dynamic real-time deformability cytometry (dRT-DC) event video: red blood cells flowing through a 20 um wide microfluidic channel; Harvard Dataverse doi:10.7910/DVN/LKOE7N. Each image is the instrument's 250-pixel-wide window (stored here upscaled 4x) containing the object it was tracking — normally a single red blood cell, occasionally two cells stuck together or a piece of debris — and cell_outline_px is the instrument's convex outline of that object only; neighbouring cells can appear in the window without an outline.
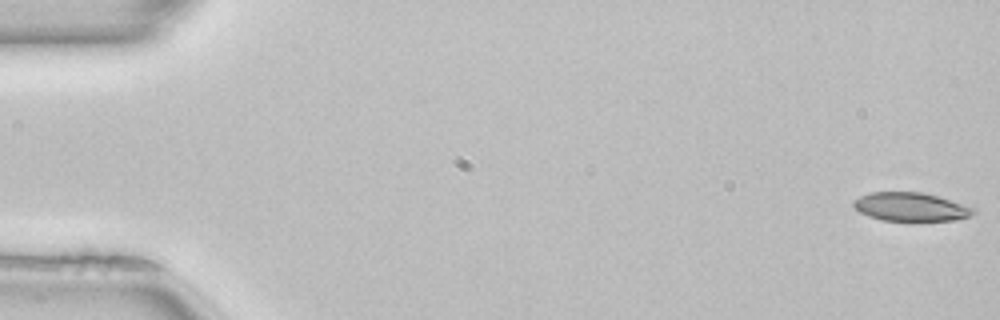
{"species": "common noctule bat (a hibernating species)", "species_latin": "Nyctalus noctula", "temperature_condition": "room temperature", "stored_images_in_passage": 51, "camera_frame_rate_fps": 3000, "um_per_image_px": 0.085, "animal": {"sex": "female", "body_mass_g": 22.7, "forearm_length_mm": 54.2}, "frame": {"image": 1, "passage_image": 1, "time_ms": 0.0, "image_size_px": [1000, 320], "cell_outline_px": [[976, 212], [968, 216], [952, 220], [916, 224], [912, 224], [880, 220], [868, 216], [860, 212], [852, 204], [852, 200], [860, 196], [872, 192], [920, 192], [936, 196], [976, 208]], "centroid_in_image_um": [77.39, 17.64], "position_along_channel_um": 7.6, "area_um2": 20.75}}
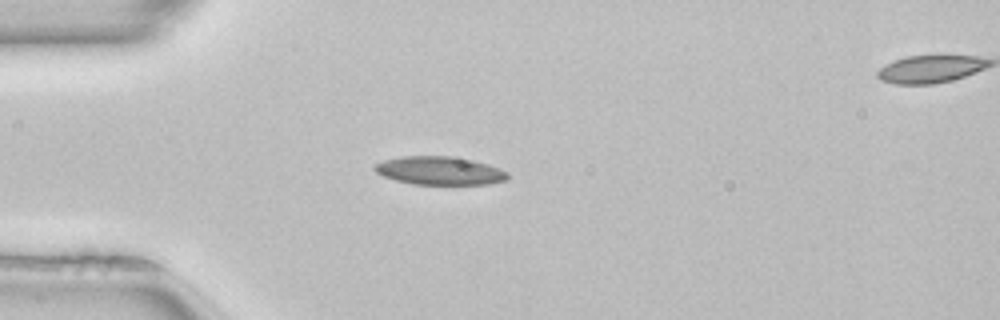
{"frame": {"image": 2, "passage_image": 14, "time_ms": 4.333, "image_size_px": [1000, 320], "cell_outline_px": [[508, 180], [488, 184], [412, 184], [396, 180], [384, 176], [376, 172], [372, 168], [376, 164], [384, 160], [400, 156], [452, 156], [472, 160], [488, 164], [508, 172]], "centroid_in_image_um": [37.37, 14.5], "position_along_channel_um": 47.6, "area_um2": 21.91}}
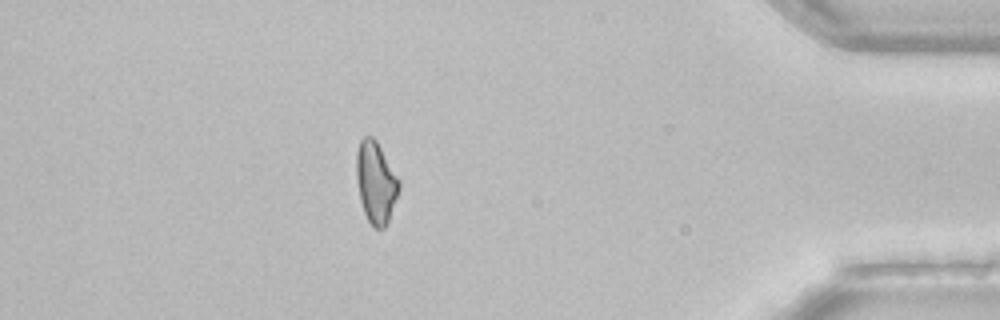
{"frame": {"image": 3, "passage_image": 45, "time_ms": 14.667, "image_size_px": [1000, 320], "cell_outline_px": [[400, 188], [388, 220], [384, 228], [372, 228], [364, 212], [360, 200], [356, 180], [356, 152], [360, 140], [364, 136], [372, 136], [376, 140], [400, 180]], "centroid_in_image_um": [31.93, 15.49], "position_along_channel_um": 403.3, "area_um2": 20.29}}